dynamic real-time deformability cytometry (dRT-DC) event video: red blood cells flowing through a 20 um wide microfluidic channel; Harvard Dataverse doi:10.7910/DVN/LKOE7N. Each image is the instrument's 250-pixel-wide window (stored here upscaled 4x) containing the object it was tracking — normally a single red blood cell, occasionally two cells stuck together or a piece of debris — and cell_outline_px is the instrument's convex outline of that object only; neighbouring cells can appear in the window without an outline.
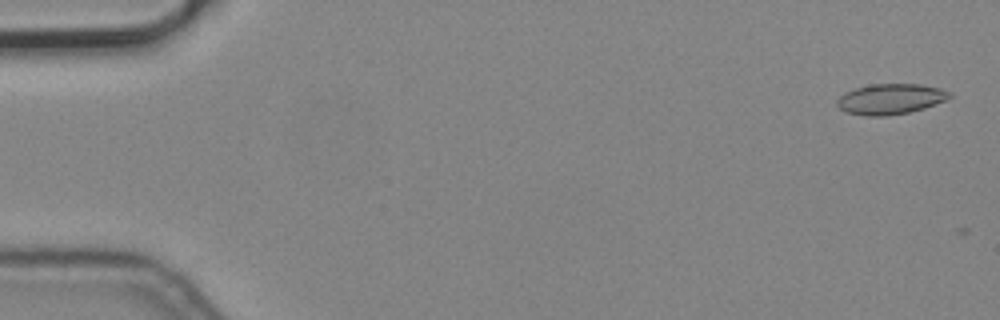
{"species": "common noctule bat (a hibernating species)", "species_latin": "Nyctalus noctula", "temperature_condition": "cold", "stored_images_in_passage": 4, "camera_frame_rate_fps": 3000, "um_per_image_px": 0.085, "animal": {"sex": "male", "body_mass_g": 19.2, "forearm_length_mm": 51.8}, "frame": {"image": 1, "passage_image": 1, "time_ms": 0.0, "image_size_px": [1000, 320], "cell_outline_px": [[952, 96], [936, 104], [924, 108], [908, 112], [888, 116], [864, 116], [844, 112], [836, 104], [836, 100], [844, 92], [856, 88], [872, 84], [920, 84], [940, 88], [952, 92]], "centroid_in_image_um": [75.67, 8.42], "position_along_channel_um": 9.3, "area_um2": 20.11}}